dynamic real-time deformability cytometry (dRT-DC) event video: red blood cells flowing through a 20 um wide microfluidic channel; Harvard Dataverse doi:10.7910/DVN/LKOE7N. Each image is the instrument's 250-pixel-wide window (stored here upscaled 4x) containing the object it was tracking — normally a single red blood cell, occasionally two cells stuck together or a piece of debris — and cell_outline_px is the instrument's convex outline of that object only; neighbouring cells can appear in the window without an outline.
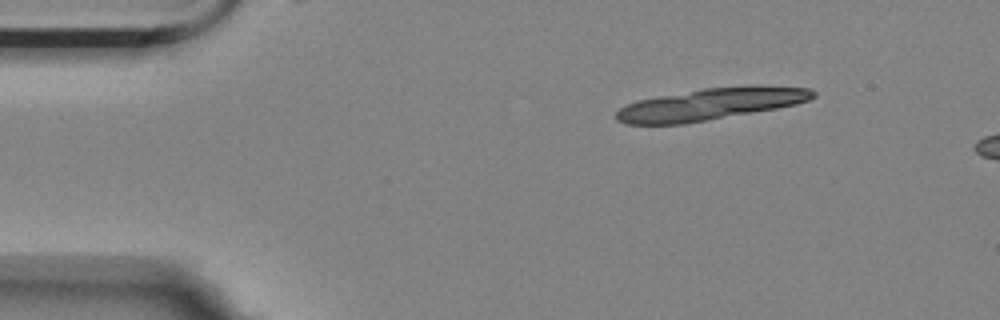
{"species": "Egyptian fruit bat (a non-hibernating species)", "species_latin": "Rousettus aegyptiacus", "temperature_condition": "room temperature", "stored_images_in_passage": 5, "camera_frame_rate_fps": 3000, "um_per_image_px": 0.085, "animal": {"sex": "female"}, "frame": {"image": 1, "passage_image": 1, "time_ms": 0.0, "image_size_px": [1000, 320], "cell_outline_px": [[816, 96], [808, 100], [796, 104], [776, 108], [708, 120], [684, 124], [624, 124], [616, 120], [616, 112], [620, 108], [636, 100], [704, 88], [748, 84], [760, 84], [812, 88], [816, 92]], "centroid_in_image_um": [60.45, 8.82], "position_along_channel_um": 24.5, "area_um2": 36.88}}
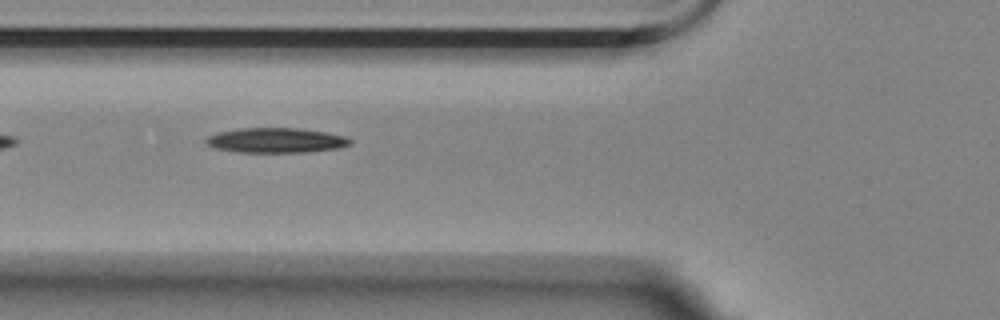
{"frame": {"image": 2, "passage_image": 4, "time_ms": 4.333, "image_size_px": [1000, 320], "cell_outline_px": [[352, 144], [340, 148], [304, 152], [236, 152], [216, 148], [208, 144], [204, 140], [208, 136], [220, 132], [240, 128], [300, 128], [348, 136], [352, 140]], "centroid_in_image_um": [23.52, 11.93], "position_along_channel_um": 102.3, "area_um2": 20.92}}
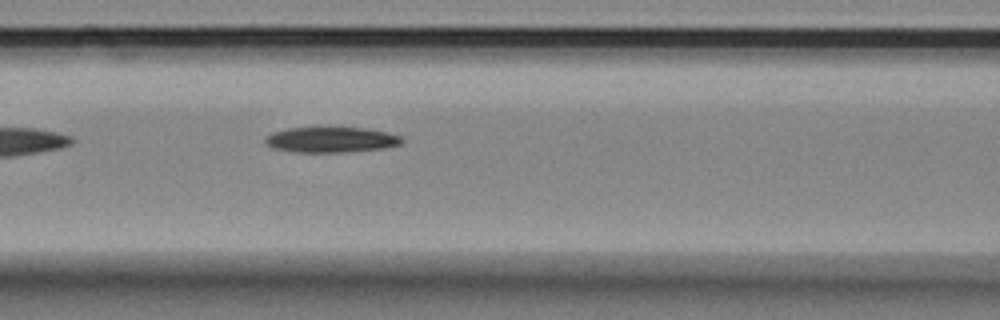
{"frame": {"image": 3, "passage_image": 5, "time_ms": 5.333, "image_size_px": [1000, 320], "cell_outline_px": [[404, 140], [400, 144], [380, 148], [344, 152], [292, 152], [272, 148], [264, 144], [264, 136], [272, 132], [288, 128], [364, 128], [388, 132], [400, 136]], "centroid_in_image_um": [28.06, 11.88], "position_along_channel_um": 138.5, "area_um2": 20.23}}